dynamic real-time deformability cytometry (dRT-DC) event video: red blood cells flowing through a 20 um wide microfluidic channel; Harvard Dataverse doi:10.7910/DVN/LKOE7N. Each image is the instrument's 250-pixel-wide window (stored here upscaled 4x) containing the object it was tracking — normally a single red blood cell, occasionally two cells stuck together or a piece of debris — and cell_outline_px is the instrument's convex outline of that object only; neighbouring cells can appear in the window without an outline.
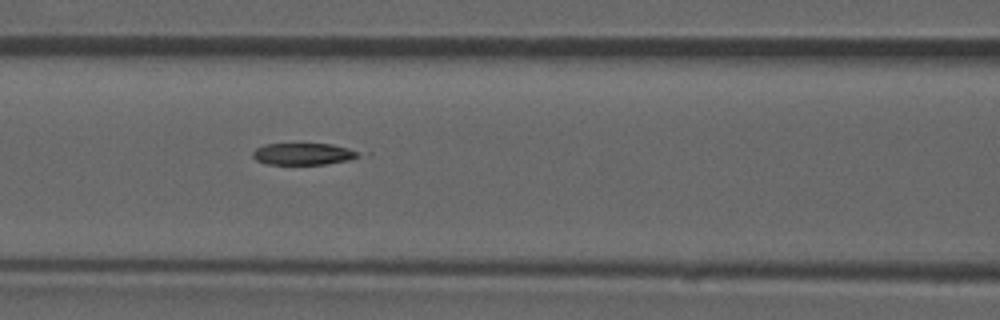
{"species": "common noctule bat (a hibernating species)", "species_latin": "Nyctalus noctula", "temperature_condition": "room temperature", "stored_images_in_passage": 53, "camera_frame_rate_fps": 3000, "um_per_image_px": 0.085, "animal": {"sex": "male", "forearm_length_mm": 52.5}, "frame": {"image": 1, "passage_image": 23, "time_ms": 7.333, "image_size_px": [1000, 320], "cell_outline_px": [[360, 156], [348, 160], [324, 164], [268, 164], [256, 160], [252, 156], [252, 152], [256, 148], [264, 144], [332, 144], [348, 148], [356, 152]], "centroid_in_image_um": [25.72, 13.08], "position_along_channel_um": 140.9, "area_um2": 13.24}, "authors_computed_cell_mechanics": {"area_um2": 14.7968, "velocity_mm_per_s": 3.9093, "shape_relaxation_time_tau1_ms": null, "shape_relaxation_time_tau2_ms": 8.0824, "deformation_change_tau1": null, "deformation_change_tau2": 0.1441}}